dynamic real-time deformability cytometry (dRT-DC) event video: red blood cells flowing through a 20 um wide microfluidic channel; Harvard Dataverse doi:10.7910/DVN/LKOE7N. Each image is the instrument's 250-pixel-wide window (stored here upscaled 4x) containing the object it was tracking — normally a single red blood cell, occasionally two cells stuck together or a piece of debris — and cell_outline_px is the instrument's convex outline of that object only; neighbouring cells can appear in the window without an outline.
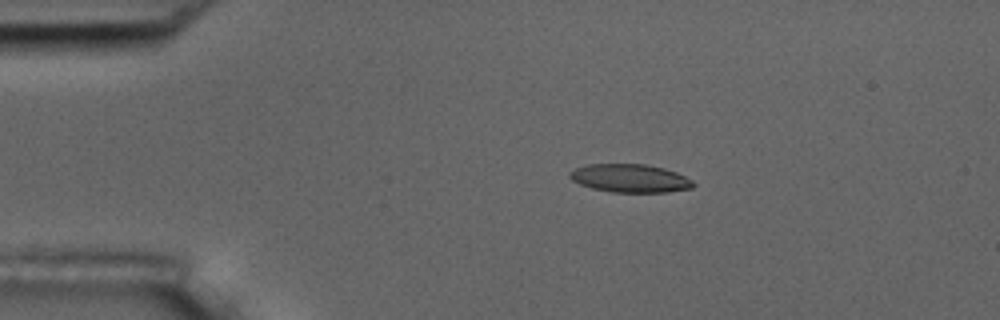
{"species": "common noctule bat (a hibernating species)", "species_latin": "Nyctalus noctula", "temperature_condition": "room temperature", "stored_images_in_passage": 6, "camera_frame_rate_fps": 3000, "um_per_image_px": 0.085, "animal": {"sex": "male", "body_mass_g": 17.5, "forearm_length_mm": 52.3}, "frame": {"image": 1, "passage_image": 2, "time_ms": 1.333, "image_size_px": [1000, 320], "cell_outline_px": [[696, 184], [692, 188], [668, 192], [612, 192], [592, 188], [580, 184], [572, 180], [568, 176], [576, 168], [588, 164], [644, 164], [664, 168], [676, 172], [692, 180]], "centroid_in_image_um": [53.58, 15.15], "position_along_channel_um": 31.4, "area_um2": 20.23}}
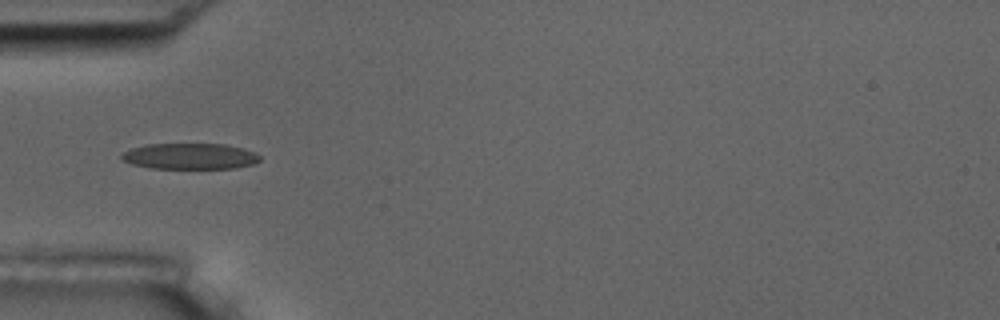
{"frame": {"image": 2, "passage_image": 4, "time_ms": 3.667, "image_size_px": [1000, 320], "cell_outline_px": [[260, 160], [252, 164], [236, 168], [152, 168], [132, 164], [124, 160], [120, 156], [124, 152], [132, 148], [148, 144], [224, 144], [256, 152], [260, 156]], "centroid_in_image_um": [16.16, 13.28], "position_along_channel_um": 68.8, "area_um2": 20.69}}